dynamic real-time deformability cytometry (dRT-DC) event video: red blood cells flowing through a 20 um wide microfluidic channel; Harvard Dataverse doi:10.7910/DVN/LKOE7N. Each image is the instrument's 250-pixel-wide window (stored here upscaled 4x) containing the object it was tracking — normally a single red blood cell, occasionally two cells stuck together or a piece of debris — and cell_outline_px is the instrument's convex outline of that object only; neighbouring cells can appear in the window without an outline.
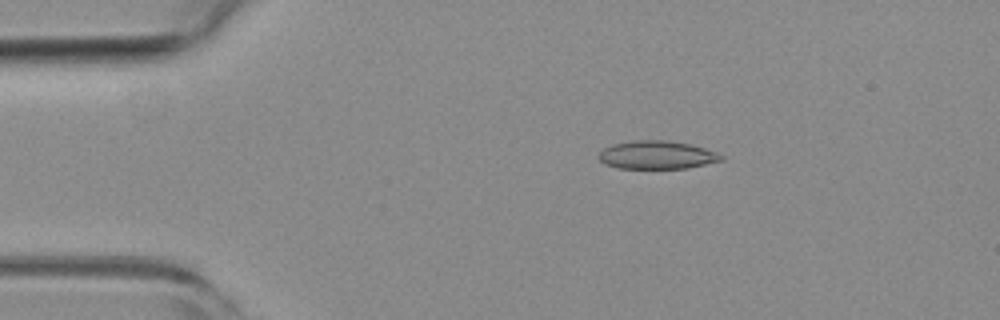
{"species": "common noctule bat (a hibernating species)", "species_latin": "Nyctalus noctula", "temperature_condition": "room temperature", "stored_images_in_passage": 50, "camera_frame_rate_fps": 3000, "um_per_image_px": 0.085, "animal": {"sex": "female", "body_mass_g": 19.3, "forearm_length_mm": 54.1}, "frame": {"image": 1, "passage_image": 5, "time_ms": 1.333, "image_size_px": [1000, 320], "cell_outline_px": [[724, 160], [688, 168], [616, 168], [604, 164], [596, 156], [604, 148], [612, 144], [632, 140], [668, 140], [688, 144], [704, 148], [716, 152], [724, 156]], "centroid_in_image_um": [55.81, 13.17], "position_along_channel_um": 29.2, "area_um2": 20.23}}
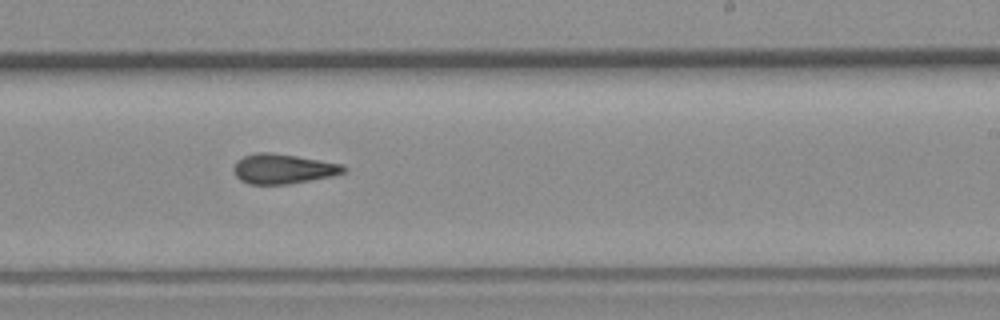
{"frame": {"image": 2, "passage_image": 28, "time_ms": 9.0, "image_size_px": [1000, 320], "cell_outline_px": [[348, 172], [332, 176], [288, 184], [248, 184], [240, 180], [236, 176], [232, 168], [236, 160], [244, 156], [256, 152], [272, 152], [344, 164], [348, 168]], "centroid_in_image_um": [24.07, 14.34], "position_along_channel_um": 264.9, "area_um2": 19.36}}
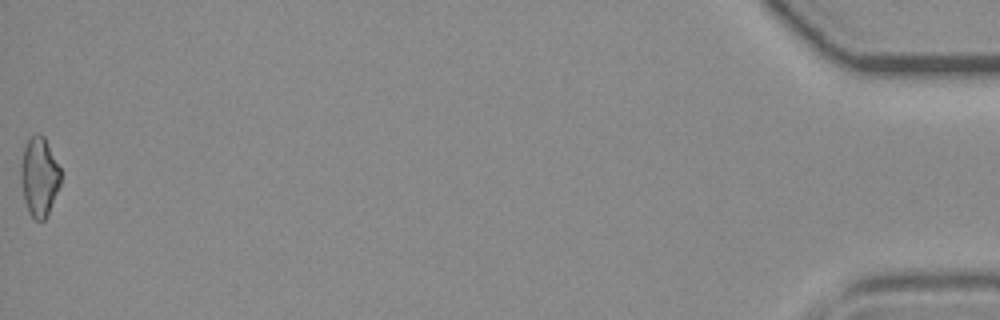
{"frame": {"image": 3, "passage_image": 50, "time_ms": 16.333, "image_size_px": [1000, 320], "cell_outline_px": [[60, 184], [48, 216], [44, 220], [36, 220], [28, 212], [24, 200], [20, 184], [20, 164], [24, 148], [28, 140], [36, 132], [44, 136], [60, 168]], "centroid_in_image_um": [3.32, 15.04], "position_along_channel_um": 431.9, "area_um2": 18.5}, "authors_computed_cell_mechanics": {"area_um2": 18.9584, "velocity_mm_per_s": 3.744, "shape_relaxation_time_tau1_ms": null, "shape_relaxation_time_tau2_ms": 2.4053, "deformation_change_tau1": null, "deformation_change_tau2": 0.1101}}